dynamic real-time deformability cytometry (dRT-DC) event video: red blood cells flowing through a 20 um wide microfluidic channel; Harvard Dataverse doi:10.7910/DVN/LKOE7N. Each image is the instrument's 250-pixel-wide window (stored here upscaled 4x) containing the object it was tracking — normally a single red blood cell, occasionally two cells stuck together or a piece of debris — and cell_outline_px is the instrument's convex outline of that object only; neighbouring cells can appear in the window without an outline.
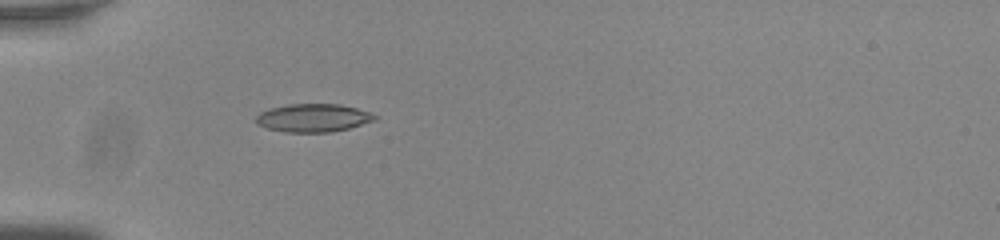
{"species": "common noctule bat (a hibernating species)", "species_latin": "Nyctalus noctula", "temperature_condition": "room temperature", "stored_images_in_passage": 38, "camera_frame_rate_fps": 3000, "um_per_image_px": 0.085, "animal": {"sex": "male", "body_mass_g": 20.0, "forearm_length_mm": 53.3}, "frame": {"image": 1, "passage_image": 1, "time_ms": 0.0, "image_size_px": [1000, 240], "cell_outline_px": [[380, 116], [376, 120], [348, 128], [332, 132], [284, 132], [268, 128], [256, 124], [256, 116], [260, 112], [272, 108], [288, 104], [340, 104], [356, 108]], "centroid_in_image_um": [26.63, 10.02], "position_along_channel_um": 58.4, "area_um2": 19.42}}
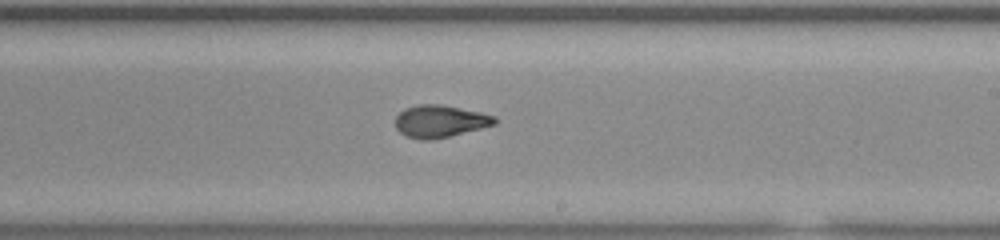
{"frame": {"image": 2, "passage_image": 17, "time_ms": 5.333, "image_size_px": [1000, 240], "cell_outline_px": [[496, 124], [448, 136], [428, 140], [424, 140], [408, 136], [400, 132], [396, 128], [396, 116], [404, 108], [416, 104], [440, 104], [480, 112], [496, 116]], "centroid_in_image_um": [37.38, 10.28], "position_along_channel_um": 251.6, "area_um2": 18.44}}
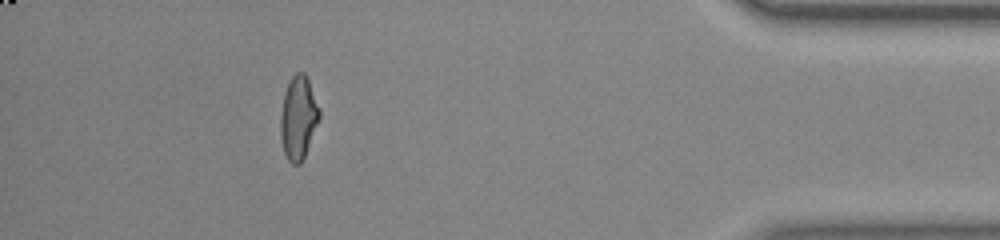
{"frame": {"image": 3, "passage_image": 33, "time_ms": 10.667, "image_size_px": [1000, 240], "cell_outline_px": [[320, 116], [304, 156], [300, 164], [292, 164], [288, 160], [284, 152], [280, 136], [280, 116], [284, 92], [292, 76], [296, 72], [304, 72], [308, 80], [320, 108]], "centroid_in_image_um": [25.34, 9.99], "position_along_channel_um": 409.9, "area_um2": 18.67}, "authors_computed_cell_mechanics": {"area_um2": 18.5249, "velocity_mm_per_s": 3.8024, "shape_relaxation_time_tau1_ms": 10.9061, "shape_relaxation_time_tau2_ms": 1.4349, "deformation_change_tau1": 0.3042, "deformation_change_tau2": 0.0739}}